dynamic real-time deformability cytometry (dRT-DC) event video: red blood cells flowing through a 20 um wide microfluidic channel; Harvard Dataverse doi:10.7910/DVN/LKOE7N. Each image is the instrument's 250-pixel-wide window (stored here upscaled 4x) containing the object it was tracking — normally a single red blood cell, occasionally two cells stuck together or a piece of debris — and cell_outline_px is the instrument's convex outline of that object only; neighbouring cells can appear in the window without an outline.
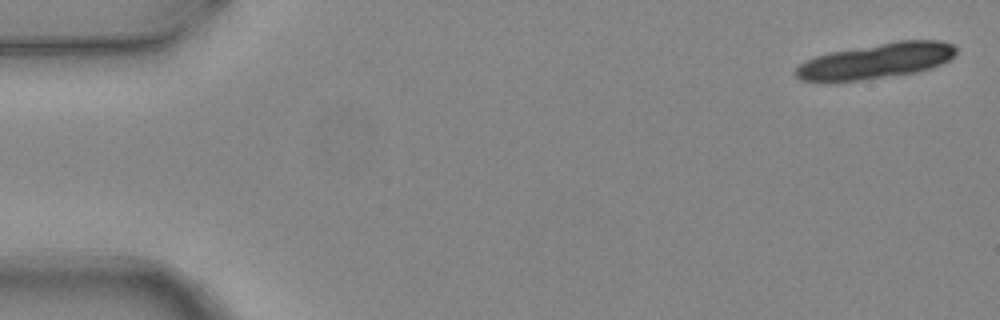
{"species": "common noctule bat (a hibernating species)", "species_latin": "Nyctalus noctula", "temperature_condition": "warm", "stored_images_in_passage": 8, "camera_frame_rate_fps": 3000, "um_per_image_px": 0.085, "animal": {"sex": "female", "body_mass_g": 24.6, "forearm_length_mm": 56.2}, "frame": {"image": 1, "passage_image": 1, "time_ms": 0.0, "image_size_px": [1000, 320], "cell_outline_px": [[956, 52], [948, 60], [932, 68], [916, 72], [864, 80], [832, 84], [824, 84], [800, 80], [796, 76], [796, 68], [804, 60], [828, 52], [896, 40], [940, 40], [952, 44], [956, 48]], "centroid_in_image_um": [74.37, 5.21], "position_along_channel_um": 10.6, "area_um2": 33.87}}
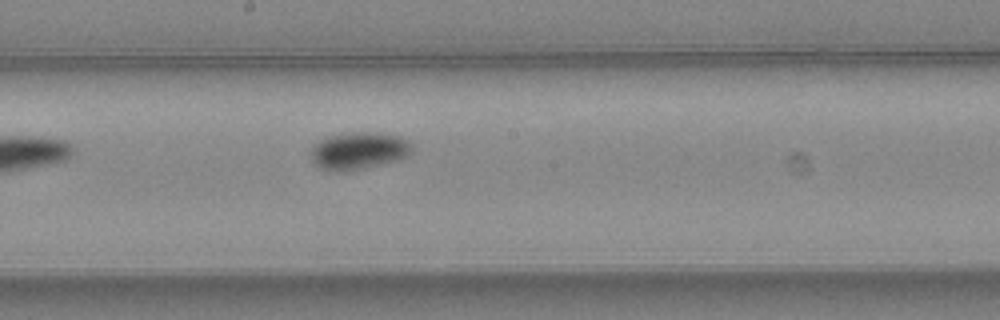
{"frame": {"image": 2, "passage_image": 8, "time_ms": 2.333, "image_size_px": [1000, 320], "cell_outline_px": [[412, 152], [400, 160], [364, 168], [340, 172], [336, 172], [320, 168], [312, 160], [312, 148], [316, 140], [328, 136], [344, 132], [376, 132], [400, 136], [408, 140], [412, 144]], "centroid_in_image_um": [30.5, 12.8], "position_along_channel_um": 217.7, "area_um2": 22.31}}